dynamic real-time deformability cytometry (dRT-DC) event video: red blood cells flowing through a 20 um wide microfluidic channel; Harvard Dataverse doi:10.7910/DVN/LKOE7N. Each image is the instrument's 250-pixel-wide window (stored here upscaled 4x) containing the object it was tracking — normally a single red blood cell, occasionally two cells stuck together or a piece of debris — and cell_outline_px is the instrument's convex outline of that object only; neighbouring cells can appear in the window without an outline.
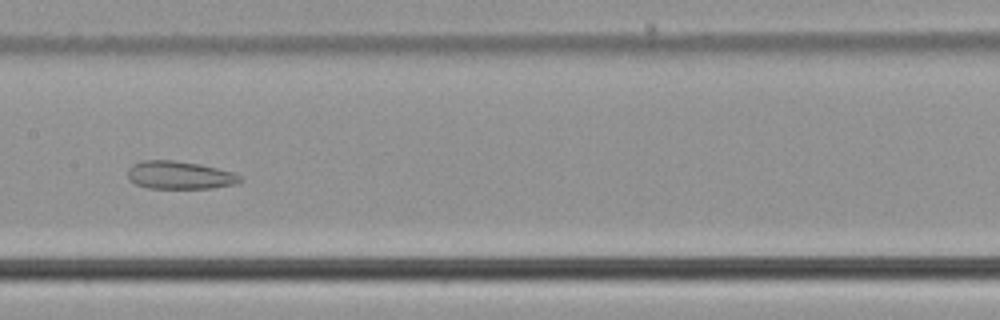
{"species": "common noctule bat (a hibernating species)", "species_latin": "Nyctalus noctula", "temperature_condition": "cold", "stored_images_in_passage": 9, "camera_frame_rate_fps": 3000, "um_per_image_px": 0.085, "animal": {"sex": "male", "body_mass_g": 21.5, "forearm_length_mm": 52.0}, "frame": {"image": 1, "passage_image": 8, "time_ms": 2.333, "image_size_px": [1000, 320], "cell_outline_px": [[244, 180], [236, 184], [212, 188], [148, 188], [136, 184], [128, 180], [128, 168], [132, 164], [140, 160], [172, 160], [200, 164], [232, 172], [240, 176]], "centroid_in_image_um": [15.24, 14.88], "position_along_channel_um": 192.2, "area_um2": 18.38}}
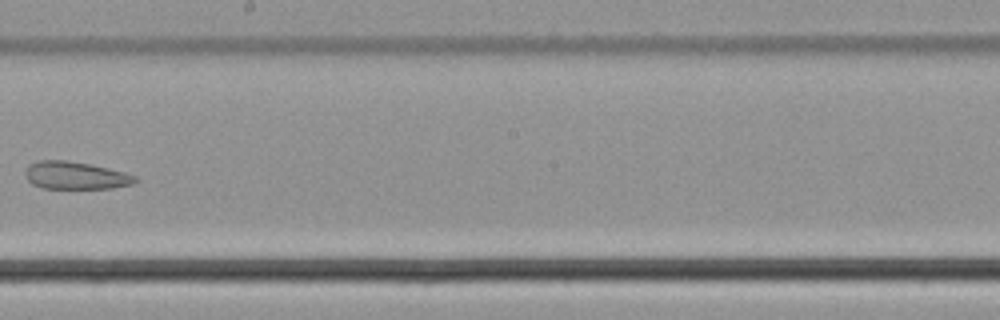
{"frame": {"image": 2, "passage_image": 9, "time_ms": 2.667, "image_size_px": [1000, 320], "cell_outline_px": [[140, 180], [132, 184], [112, 188], [40, 188], [32, 184], [24, 176], [24, 172], [28, 164], [40, 160], [68, 160], [88, 164], [124, 172], [136, 176]], "centroid_in_image_um": [6.38, 14.91], "position_along_channel_um": 241.8, "area_um2": 17.74}}